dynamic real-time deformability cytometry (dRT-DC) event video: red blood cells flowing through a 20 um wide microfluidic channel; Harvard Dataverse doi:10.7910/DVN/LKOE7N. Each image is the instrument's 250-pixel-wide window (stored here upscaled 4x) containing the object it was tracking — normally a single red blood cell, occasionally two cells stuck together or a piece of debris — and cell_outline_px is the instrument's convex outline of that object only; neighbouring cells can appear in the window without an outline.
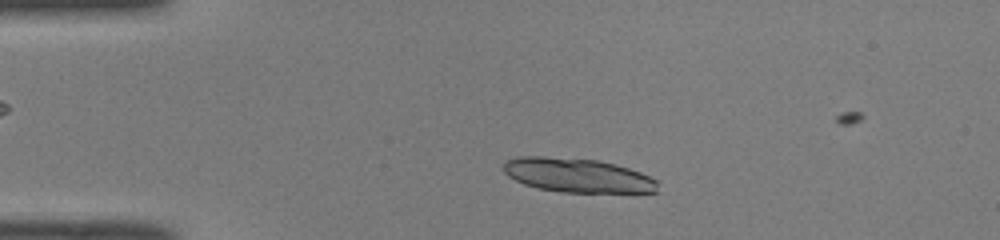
{"species": "common noctule bat (a hibernating species)", "species_latin": "Nyctalus noctula", "temperature_condition": "room temperature", "stored_images_in_passage": 44, "segment_of_instrument_passage": [1, 2], "camera_frame_rate_fps": 3000, "um_per_image_px": 0.085, "animal": {"sex": "male", "body_mass_g": 19.0, "forearm_length_mm": 50.8}, "frame": {"image": 1, "passage_image": 6, "time_ms": 1.667, "image_size_px": [1000, 240], "cell_outline_px": [[660, 192], [560, 192], [536, 188], [524, 184], [508, 176], [504, 172], [504, 160], [516, 156], [544, 156], [600, 160], [616, 164], [640, 172], [656, 180]], "centroid_in_image_um": [49.06, 14.89], "position_along_channel_um": 35.9, "area_um2": 30.87}}